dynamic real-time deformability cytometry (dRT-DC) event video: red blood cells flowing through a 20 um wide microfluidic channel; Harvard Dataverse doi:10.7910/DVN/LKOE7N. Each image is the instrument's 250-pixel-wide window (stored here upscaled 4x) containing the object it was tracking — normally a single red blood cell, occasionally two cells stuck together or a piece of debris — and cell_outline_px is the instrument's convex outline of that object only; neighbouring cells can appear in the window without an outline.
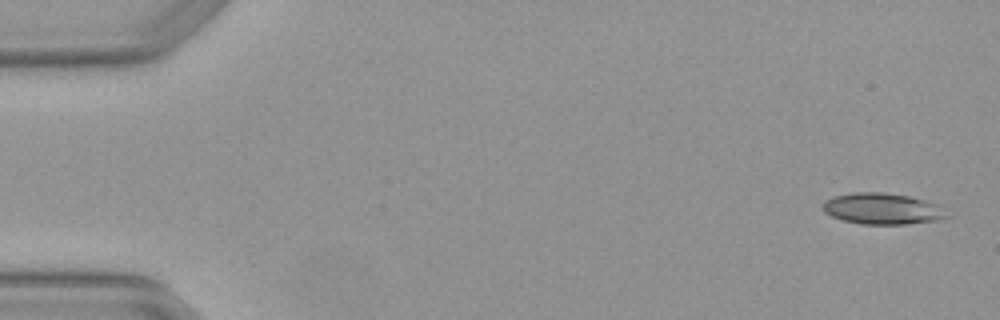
{"species": "Egyptian fruit bat (a non-hibernating species)", "species_latin": "Rousettus aegyptiacus", "temperature_condition": "warm", "stored_images_in_passage": 8, "camera_frame_rate_fps": 3000, "um_per_image_px": 0.085, "animal": {"sex": "female"}, "frame": {"image": 1, "passage_image": 1, "time_ms": 0.0, "image_size_px": [1000, 320], "cell_outline_px": [[948, 216], [936, 220], [908, 224], [860, 224], [844, 220], [832, 216], [824, 212], [824, 200], [836, 196], [852, 192], [880, 192], [908, 196], [924, 200], [936, 204]], "centroid_in_image_um": [74.96, 17.74], "position_along_channel_um": 10.0, "area_um2": 22.14}}
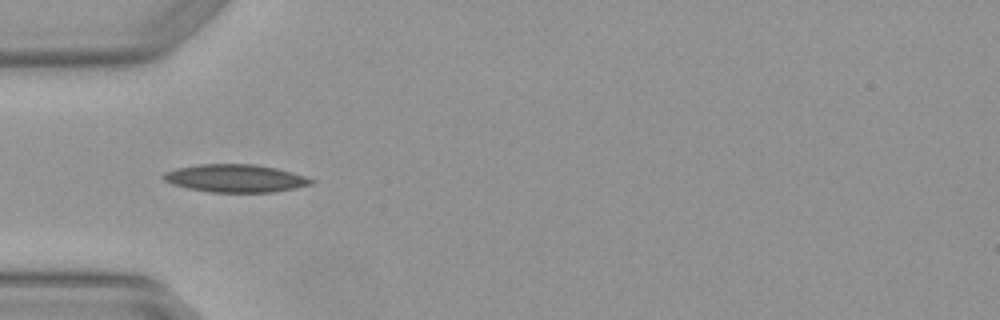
{"frame": {"image": 2, "passage_image": 5, "time_ms": 1.333, "image_size_px": [1000, 320], "cell_outline_px": [[316, 180], [312, 184], [272, 192], [208, 192], [188, 188], [172, 184], [164, 180], [160, 176], [164, 172], [176, 168], [196, 164], [256, 164], [276, 168], [304, 176]], "centroid_in_image_um": [19.95, 15.15], "position_along_channel_um": 65.0, "area_um2": 23.93}}
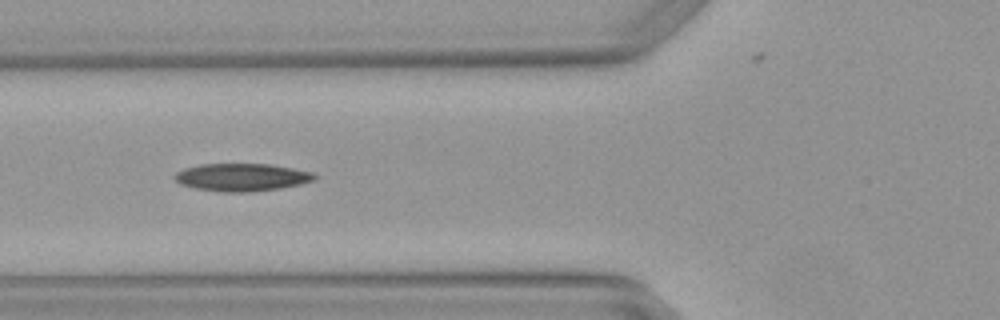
{"frame": {"image": 3, "passage_image": 6, "time_ms": 1.667, "image_size_px": [1000, 320], "cell_outline_px": [[320, 176], [316, 180], [300, 184], [280, 188], [248, 192], [220, 192], [196, 188], [180, 184], [172, 180], [172, 176], [176, 172], [184, 168], [200, 164], [272, 164], [312, 172]], "centroid_in_image_um": [20.54, 15.06], "position_along_channel_um": 105.3, "area_um2": 22.83}}